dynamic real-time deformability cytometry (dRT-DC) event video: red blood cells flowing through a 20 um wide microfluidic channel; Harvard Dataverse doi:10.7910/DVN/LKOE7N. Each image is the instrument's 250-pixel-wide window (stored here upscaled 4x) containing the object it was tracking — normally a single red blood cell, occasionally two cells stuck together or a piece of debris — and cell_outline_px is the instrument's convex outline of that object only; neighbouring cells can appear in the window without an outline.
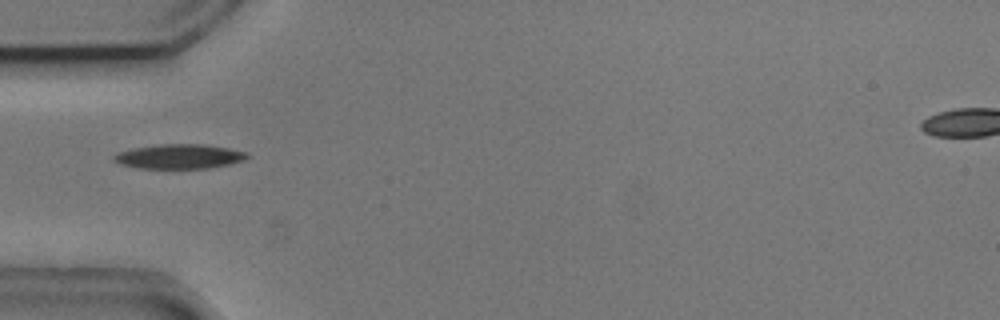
{"species": "common noctule bat (a hibernating species)", "species_latin": "Nyctalus noctula", "temperature_condition": "cold", "stored_images_in_passage": 9, "camera_frame_rate_fps": 3000, "um_per_image_px": 0.085, "animal": {"sex": "male", "body_mass_g": 20.5, "forearm_length_mm": 52.5}, "frame": {"image": 1, "passage_image": 1, "time_ms": 0.0, "image_size_px": [1000, 320], "cell_outline_px": [[248, 156], [244, 160], [228, 164], [208, 168], [136, 168], [120, 164], [112, 160], [112, 156], [116, 152], [132, 148], [160, 144], [204, 144], [228, 148], [248, 152]], "centroid_in_image_um": [15.18, 13.29], "position_along_channel_um": 69.8, "area_um2": 19.13}}
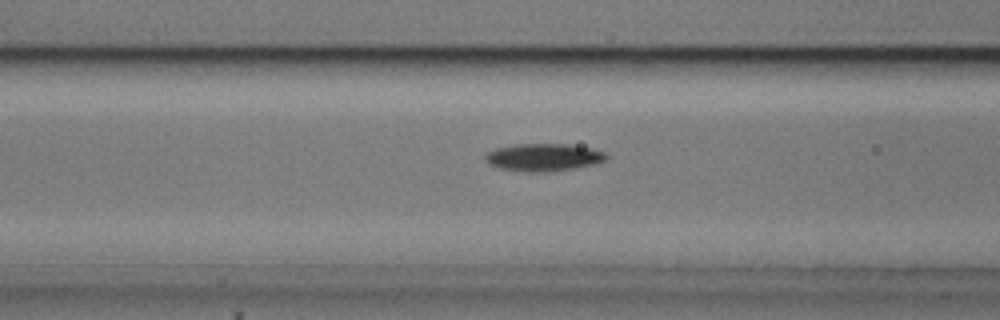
{"frame": {"image": 2, "passage_image": 5, "time_ms": 1.333, "image_size_px": [1000, 320], "cell_outline_px": [[608, 160], [596, 164], [576, 168], [548, 172], [524, 172], [496, 168], [488, 164], [484, 160], [484, 156], [488, 152], [496, 148], [516, 144], [568, 144], [592, 148], [608, 152]], "centroid_in_image_um": [46.23, 13.38], "position_along_channel_um": 120.4, "area_um2": 19.94}}